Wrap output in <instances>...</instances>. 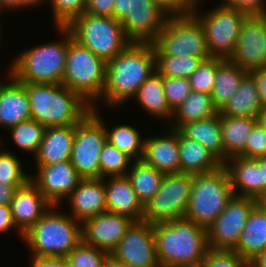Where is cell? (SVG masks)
<instances>
[{"instance_id": "33", "label": "cell", "mask_w": 266, "mask_h": 267, "mask_svg": "<svg viewBox=\"0 0 266 267\" xmlns=\"http://www.w3.org/2000/svg\"><path fill=\"white\" fill-rule=\"evenodd\" d=\"M219 113L210 94L192 91L173 114L168 126L179 129L183 124L211 118ZM177 117V118H176Z\"/></svg>"}, {"instance_id": "12", "label": "cell", "mask_w": 266, "mask_h": 267, "mask_svg": "<svg viewBox=\"0 0 266 267\" xmlns=\"http://www.w3.org/2000/svg\"><path fill=\"white\" fill-rule=\"evenodd\" d=\"M192 184L193 174H164L159 190L144 205L142 220L155 225L184 218Z\"/></svg>"}, {"instance_id": "41", "label": "cell", "mask_w": 266, "mask_h": 267, "mask_svg": "<svg viewBox=\"0 0 266 267\" xmlns=\"http://www.w3.org/2000/svg\"><path fill=\"white\" fill-rule=\"evenodd\" d=\"M56 27H67L85 12L87 0H49Z\"/></svg>"}, {"instance_id": "3", "label": "cell", "mask_w": 266, "mask_h": 267, "mask_svg": "<svg viewBox=\"0 0 266 267\" xmlns=\"http://www.w3.org/2000/svg\"><path fill=\"white\" fill-rule=\"evenodd\" d=\"M27 92L31 118L46 127L78 124L92 106L63 84L21 82Z\"/></svg>"}, {"instance_id": "34", "label": "cell", "mask_w": 266, "mask_h": 267, "mask_svg": "<svg viewBox=\"0 0 266 267\" xmlns=\"http://www.w3.org/2000/svg\"><path fill=\"white\" fill-rule=\"evenodd\" d=\"M126 176L138 199L145 205L159 190L164 174L142 160H133Z\"/></svg>"}, {"instance_id": "56", "label": "cell", "mask_w": 266, "mask_h": 267, "mask_svg": "<svg viewBox=\"0 0 266 267\" xmlns=\"http://www.w3.org/2000/svg\"><path fill=\"white\" fill-rule=\"evenodd\" d=\"M48 1V0H18V9H24L26 8H30V6H34L36 7L37 5H41V3L43 4V2Z\"/></svg>"}, {"instance_id": "9", "label": "cell", "mask_w": 266, "mask_h": 267, "mask_svg": "<svg viewBox=\"0 0 266 267\" xmlns=\"http://www.w3.org/2000/svg\"><path fill=\"white\" fill-rule=\"evenodd\" d=\"M152 44L155 55L212 58L202 25L192 13L168 16L164 28Z\"/></svg>"}, {"instance_id": "6", "label": "cell", "mask_w": 266, "mask_h": 267, "mask_svg": "<svg viewBox=\"0 0 266 267\" xmlns=\"http://www.w3.org/2000/svg\"><path fill=\"white\" fill-rule=\"evenodd\" d=\"M234 196L224 165L208 173L194 174L184 218L207 229Z\"/></svg>"}, {"instance_id": "50", "label": "cell", "mask_w": 266, "mask_h": 267, "mask_svg": "<svg viewBox=\"0 0 266 267\" xmlns=\"http://www.w3.org/2000/svg\"><path fill=\"white\" fill-rule=\"evenodd\" d=\"M12 229H16L17 233L20 234L21 239H23V234L15 226L11 206L0 205V233H7Z\"/></svg>"}, {"instance_id": "54", "label": "cell", "mask_w": 266, "mask_h": 267, "mask_svg": "<svg viewBox=\"0 0 266 267\" xmlns=\"http://www.w3.org/2000/svg\"><path fill=\"white\" fill-rule=\"evenodd\" d=\"M249 267H266V249L248 263Z\"/></svg>"}, {"instance_id": "37", "label": "cell", "mask_w": 266, "mask_h": 267, "mask_svg": "<svg viewBox=\"0 0 266 267\" xmlns=\"http://www.w3.org/2000/svg\"><path fill=\"white\" fill-rule=\"evenodd\" d=\"M45 127L30 118L11 127L9 132L16 146L26 152L36 155L43 138Z\"/></svg>"}, {"instance_id": "47", "label": "cell", "mask_w": 266, "mask_h": 267, "mask_svg": "<svg viewBox=\"0 0 266 267\" xmlns=\"http://www.w3.org/2000/svg\"><path fill=\"white\" fill-rule=\"evenodd\" d=\"M200 0H156V4L169 16L192 13Z\"/></svg>"}, {"instance_id": "4", "label": "cell", "mask_w": 266, "mask_h": 267, "mask_svg": "<svg viewBox=\"0 0 266 267\" xmlns=\"http://www.w3.org/2000/svg\"><path fill=\"white\" fill-rule=\"evenodd\" d=\"M62 38L30 48L19 53L12 61L8 74L18 82L62 84L66 54L69 45V29L56 27Z\"/></svg>"}, {"instance_id": "24", "label": "cell", "mask_w": 266, "mask_h": 267, "mask_svg": "<svg viewBox=\"0 0 266 267\" xmlns=\"http://www.w3.org/2000/svg\"><path fill=\"white\" fill-rule=\"evenodd\" d=\"M9 76L10 80L6 83L0 79V127L7 130L31 118L30 102L24 85Z\"/></svg>"}, {"instance_id": "35", "label": "cell", "mask_w": 266, "mask_h": 267, "mask_svg": "<svg viewBox=\"0 0 266 267\" xmlns=\"http://www.w3.org/2000/svg\"><path fill=\"white\" fill-rule=\"evenodd\" d=\"M107 141L128 155L132 160H141L143 156L144 138L140 131L129 124L114 126L111 130L105 126Z\"/></svg>"}, {"instance_id": "39", "label": "cell", "mask_w": 266, "mask_h": 267, "mask_svg": "<svg viewBox=\"0 0 266 267\" xmlns=\"http://www.w3.org/2000/svg\"><path fill=\"white\" fill-rule=\"evenodd\" d=\"M0 139V148H1ZM18 156H15L12 151L0 149V183L6 186H23L29 180L28 173H24L23 166Z\"/></svg>"}, {"instance_id": "42", "label": "cell", "mask_w": 266, "mask_h": 267, "mask_svg": "<svg viewBox=\"0 0 266 267\" xmlns=\"http://www.w3.org/2000/svg\"><path fill=\"white\" fill-rule=\"evenodd\" d=\"M217 58H210L200 63L197 69L189 76L192 91L211 94L215 83Z\"/></svg>"}, {"instance_id": "29", "label": "cell", "mask_w": 266, "mask_h": 267, "mask_svg": "<svg viewBox=\"0 0 266 267\" xmlns=\"http://www.w3.org/2000/svg\"><path fill=\"white\" fill-rule=\"evenodd\" d=\"M257 84L248 74L231 99L219 110L220 115L257 118L262 109Z\"/></svg>"}, {"instance_id": "7", "label": "cell", "mask_w": 266, "mask_h": 267, "mask_svg": "<svg viewBox=\"0 0 266 267\" xmlns=\"http://www.w3.org/2000/svg\"><path fill=\"white\" fill-rule=\"evenodd\" d=\"M106 64L104 59L77 42L69 30L62 84L78 93L92 107L97 108L96 103L99 102L105 87Z\"/></svg>"}, {"instance_id": "20", "label": "cell", "mask_w": 266, "mask_h": 267, "mask_svg": "<svg viewBox=\"0 0 266 267\" xmlns=\"http://www.w3.org/2000/svg\"><path fill=\"white\" fill-rule=\"evenodd\" d=\"M66 200L70 215L80 223L107 211L103 178L81 179Z\"/></svg>"}, {"instance_id": "14", "label": "cell", "mask_w": 266, "mask_h": 267, "mask_svg": "<svg viewBox=\"0 0 266 267\" xmlns=\"http://www.w3.org/2000/svg\"><path fill=\"white\" fill-rule=\"evenodd\" d=\"M110 256L129 267H161L153 225L143 220L132 222Z\"/></svg>"}, {"instance_id": "55", "label": "cell", "mask_w": 266, "mask_h": 267, "mask_svg": "<svg viewBox=\"0 0 266 267\" xmlns=\"http://www.w3.org/2000/svg\"><path fill=\"white\" fill-rule=\"evenodd\" d=\"M261 169V181L264 184V191L266 189V157H259L255 159Z\"/></svg>"}, {"instance_id": "21", "label": "cell", "mask_w": 266, "mask_h": 267, "mask_svg": "<svg viewBox=\"0 0 266 267\" xmlns=\"http://www.w3.org/2000/svg\"><path fill=\"white\" fill-rule=\"evenodd\" d=\"M167 130L163 136L144 138L141 160L163 174L179 173L178 129L168 126Z\"/></svg>"}, {"instance_id": "1", "label": "cell", "mask_w": 266, "mask_h": 267, "mask_svg": "<svg viewBox=\"0 0 266 267\" xmlns=\"http://www.w3.org/2000/svg\"><path fill=\"white\" fill-rule=\"evenodd\" d=\"M155 71L153 44L132 42L125 50L107 61L105 87L99 100L109 108L121 106L135 97L140 86Z\"/></svg>"}, {"instance_id": "52", "label": "cell", "mask_w": 266, "mask_h": 267, "mask_svg": "<svg viewBox=\"0 0 266 267\" xmlns=\"http://www.w3.org/2000/svg\"><path fill=\"white\" fill-rule=\"evenodd\" d=\"M131 0H115L114 1V18L122 21L130 11Z\"/></svg>"}, {"instance_id": "51", "label": "cell", "mask_w": 266, "mask_h": 267, "mask_svg": "<svg viewBox=\"0 0 266 267\" xmlns=\"http://www.w3.org/2000/svg\"><path fill=\"white\" fill-rule=\"evenodd\" d=\"M257 84L260 95V103L263 108H266V67L254 69L249 72Z\"/></svg>"}, {"instance_id": "28", "label": "cell", "mask_w": 266, "mask_h": 267, "mask_svg": "<svg viewBox=\"0 0 266 267\" xmlns=\"http://www.w3.org/2000/svg\"><path fill=\"white\" fill-rule=\"evenodd\" d=\"M185 137L206 147L222 164L225 163V149L222 143L220 114L183 124L178 129Z\"/></svg>"}, {"instance_id": "36", "label": "cell", "mask_w": 266, "mask_h": 267, "mask_svg": "<svg viewBox=\"0 0 266 267\" xmlns=\"http://www.w3.org/2000/svg\"><path fill=\"white\" fill-rule=\"evenodd\" d=\"M156 71L163 77L189 78L202 61L201 57L188 55H155Z\"/></svg>"}, {"instance_id": "40", "label": "cell", "mask_w": 266, "mask_h": 267, "mask_svg": "<svg viewBox=\"0 0 266 267\" xmlns=\"http://www.w3.org/2000/svg\"><path fill=\"white\" fill-rule=\"evenodd\" d=\"M109 254L81 241L67 256L69 267H104Z\"/></svg>"}, {"instance_id": "26", "label": "cell", "mask_w": 266, "mask_h": 267, "mask_svg": "<svg viewBox=\"0 0 266 267\" xmlns=\"http://www.w3.org/2000/svg\"><path fill=\"white\" fill-rule=\"evenodd\" d=\"M266 249V209L258 204L252 209L233 250L247 263Z\"/></svg>"}, {"instance_id": "57", "label": "cell", "mask_w": 266, "mask_h": 267, "mask_svg": "<svg viewBox=\"0 0 266 267\" xmlns=\"http://www.w3.org/2000/svg\"><path fill=\"white\" fill-rule=\"evenodd\" d=\"M17 10L18 9V0H0V10L6 9L9 10Z\"/></svg>"}, {"instance_id": "25", "label": "cell", "mask_w": 266, "mask_h": 267, "mask_svg": "<svg viewBox=\"0 0 266 267\" xmlns=\"http://www.w3.org/2000/svg\"><path fill=\"white\" fill-rule=\"evenodd\" d=\"M75 125L46 127L35 160L37 165H51L70 160Z\"/></svg>"}, {"instance_id": "16", "label": "cell", "mask_w": 266, "mask_h": 267, "mask_svg": "<svg viewBox=\"0 0 266 267\" xmlns=\"http://www.w3.org/2000/svg\"><path fill=\"white\" fill-rule=\"evenodd\" d=\"M168 16L152 0H131L129 14L121 24L132 42L152 43L164 28Z\"/></svg>"}, {"instance_id": "43", "label": "cell", "mask_w": 266, "mask_h": 267, "mask_svg": "<svg viewBox=\"0 0 266 267\" xmlns=\"http://www.w3.org/2000/svg\"><path fill=\"white\" fill-rule=\"evenodd\" d=\"M164 94L174 111L192 92L189 78L163 77Z\"/></svg>"}, {"instance_id": "45", "label": "cell", "mask_w": 266, "mask_h": 267, "mask_svg": "<svg viewBox=\"0 0 266 267\" xmlns=\"http://www.w3.org/2000/svg\"><path fill=\"white\" fill-rule=\"evenodd\" d=\"M239 156L249 159L266 157V130L258 122L247 138L245 150Z\"/></svg>"}, {"instance_id": "2", "label": "cell", "mask_w": 266, "mask_h": 267, "mask_svg": "<svg viewBox=\"0 0 266 267\" xmlns=\"http://www.w3.org/2000/svg\"><path fill=\"white\" fill-rule=\"evenodd\" d=\"M161 267H198L210 250L207 229L185 218L153 225Z\"/></svg>"}, {"instance_id": "58", "label": "cell", "mask_w": 266, "mask_h": 267, "mask_svg": "<svg viewBox=\"0 0 266 267\" xmlns=\"http://www.w3.org/2000/svg\"><path fill=\"white\" fill-rule=\"evenodd\" d=\"M104 267H129V266L117 261L116 259H114L109 255L108 258L106 259Z\"/></svg>"}, {"instance_id": "17", "label": "cell", "mask_w": 266, "mask_h": 267, "mask_svg": "<svg viewBox=\"0 0 266 267\" xmlns=\"http://www.w3.org/2000/svg\"><path fill=\"white\" fill-rule=\"evenodd\" d=\"M37 174L30 180L43 196L54 206H59L72 194L82 179L70 160L51 164L36 165Z\"/></svg>"}, {"instance_id": "30", "label": "cell", "mask_w": 266, "mask_h": 267, "mask_svg": "<svg viewBox=\"0 0 266 267\" xmlns=\"http://www.w3.org/2000/svg\"><path fill=\"white\" fill-rule=\"evenodd\" d=\"M249 73L229 59L217 58L215 83L211 92L214 106L220 110L237 92L241 81Z\"/></svg>"}, {"instance_id": "23", "label": "cell", "mask_w": 266, "mask_h": 267, "mask_svg": "<svg viewBox=\"0 0 266 267\" xmlns=\"http://www.w3.org/2000/svg\"><path fill=\"white\" fill-rule=\"evenodd\" d=\"M223 165L229 173L234 195L258 200L264 193L261 169L255 159L234 156Z\"/></svg>"}, {"instance_id": "5", "label": "cell", "mask_w": 266, "mask_h": 267, "mask_svg": "<svg viewBox=\"0 0 266 267\" xmlns=\"http://www.w3.org/2000/svg\"><path fill=\"white\" fill-rule=\"evenodd\" d=\"M57 208L59 210V206L52 205L23 234L32 256L66 257L82 241V223L70 214L58 212Z\"/></svg>"}, {"instance_id": "11", "label": "cell", "mask_w": 266, "mask_h": 267, "mask_svg": "<svg viewBox=\"0 0 266 267\" xmlns=\"http://www.w3.org/2000/svg\"><path fill=\"white\" fill-rule=\"evenodd\" d=\"M98 107L75 124V136L71 153V164L82 179L100 178V152L107 142L105 122Z\"/></svg>"}, {"instance_id": "32", "label": "cell", "mask_w": 266, "mask_h": 267, "mask_svg": "<svg viewBox=\"0 0 266 267\" xmlns=\"http://www.w3.org/2000/svg\"><path fill=\"white\" fill-rule=\"evenodd\" d=\"M146 113L156 118L172 121L174 111L168 105L164 94L163 76L155 71L138 89L134 99Z\"/></svg>"}, {"instance_id": "8", "label": "cell", "mask_w": 266, "mask_h": 267, "mask_svg": "<svg viewBox=\"0 0 266 267\" xmlns=\"http://www.w3.org/2000/svg\"><path fill=\"white\" fill-rule=\"evenodd\" d=\"M67 28L77 42L106 62L132 43L123 29L121 21L114 17L94 16L84 12Z\"/></svg>"}, {"instance_id": "10", "label": "cell", "mask_w": 266, "mask_h": 267, "mask_svg": "<svg viewBox=\"0 0 266 267\" xmlns=\"http://www.w3.org/2000/svg\"><path fill=\"white\" fill-rule=\"evenodd\" d=\"M199 4L198 1L192 14L202 25L211 57L229 59L235 50L243 23L250 15L220 3L211 11L199 13Z\"/></svg>"}, {"instance_id": "61", "label": "cell", "mask_w": 266, "mask_h": 267, "mask_svg": "<svg viewBox=\"0 0 266 267\" xmlns=\"http://www.w3.org/2000/svg\"><path fill=\"white\" fill-rule=\"evenodd\" d=\"M265 49H266V39H265ZM265 67H266V55H265Z\"/></svg>"}, {"instance_id": "59", "label": "cell", "mask_w": 266, "mask_h": 267, "mask_svg": "<svg viewBox=\"0 0 266 267\" xmlns=\"http://www.w3.org/2000/svg\"><path fill=\"white\" fill-rule=\"evenodd\" d=\"M257 122L266 130V108H262L258 114Z\"/></svg>"}, {"instance_id": "46", "label": "cell", "mask_w": 266, "mask_h": 267, "mask_svg": "<svg viewBox=\"0 0 266 267\" xmlns=\"http://www.w3.org/2000/svg\"><path fill=\"white\" fill-rule=\"evenodd\" d=\"M220 4L243 11L248 15H266L265 0H222Z\"/></svg>"}, {"instance_id": "19", "label": "cell", "mask_w": 266, "mask_h": 267, "mask_svg": "<svg viewBox=\"0 0 266 267\" xmlns=\"http://www.w3.org/2000/svg\"><path fill=\"white\" fill-rule=\"evenodd\" d=\"M10 206L15 226L24 234L49 210L52 204L29 180L16 190Z\"/></svg>"}, {"instance_id": "13", "label": "cell", "mask_w": 266, "mask_h": 267, "mask_svg": "<svg viewBox=\"0 0 266 267\" xmlns=\"http://www.w3.org/2000/svg\"><path fill=\"white\" fill-rule=\"evenodd\" d=\"M256 205V199L234 195L225 210L207 228L209 248L233 251L239 242L249 214Z\"/></svg>"}, {"instance_id": "27", "label": "cell", "mask_w": 266, "mask_h": 267, "mask_svg": "<svg viewBox=\"0 0 266 267\" xmlns=\"http://www.w3.org/2000/svg\"><path fill=\"white\" fill-rule=\"evenodd\" d=\"M180 172L189 174L208 173L223 164L201 143L185 137L178 130Z\"/></svg>"}, {"instance_id": "15", "label": "cell", "mask_w": 266, "mask_h": 267, "mask_svg": "<svg viewBox=\"0 0 266 267\" xmlns=\"http://www.w3.org/2000/svg\"><path fill=\"white\" fill-rule=\"evenodd\" d=\"M265 39L266 15H250L243 23L229 60L248 73L265 67Z\"/></svg>"}, {"instance_id": "44", "label": "cell", "mask_w": 266, "mask_h": 267, "mask_svg": "<svg viewBox=\"0 0 266 267\" xmlns=\"http://www.w3.org/2000/svg\"><path fill=\"white\" fill-rule=\"evenodd\" d=\"M248 263L236 252L209 250L198 267H247Z\"/></svg>"}, {"instance_id": "48", "label": "cell", "mask_w": 266, "mask_h": 267, "mask_svg": "<svg viewBox=\"0 0 266 267\" xmlns=\"http://www.w3.org/2000/svg\"><path fill=\"white\" fill-rule=\"evenodd\" d=\"M115 0H87L85 13L94 16L114 17Z\"/></svg>"}, {"instance_id": "22", "label": "cell", "mask_w": 266, "mask_h": 267, "mask_svg": "<svg viewBox=\"0 0 266 267\" xmlns=\"http://www.w3.org/2000/svg\"><path fill=\"white\" fill-rule=\"evenodd\" d=\"M103 180L107 211L128 217L133 222L141 221L144 216V205L138 199L129 178L126 175L110 176Z\"/></svg>"}, {"instance_id": "18", "label": "cell", "mask_w": 266, "mask_h": 267, "mask_svg": "<svg viewBox=\"0 0 266 267\" xmlns=\"http://www.w3.org/2000/svg\"><path fill=\"white\" fill-rule=\"evenodd\" d=\"M132 222L128 217L105 211L82 223V241L110 255Z\"/></svg>"}, {"instance_id": "60", "label": "cell", "mask_w": 266, "mask_h": 267, "mask_svg": "<svg viewBox=\"0 0 266 267\" xmlns=\"http://www.w3.org/2000/svg\"><path fill=\"white\" fill-rule=\"evenodd\" d=\"M257 204L261 208L266 209V189H265L264 193L258 198Z\"/></svg>"}, {"instance_id": "49", "label": "cell", "mask_w": 266, "mask_h": 267, "mask_svg": "<svg viewBox=\"0 0 266 267\" xmlns=\"http://www.w3.org/2000/svg\"><path fill=\"white\" fill-rule=\"evenodd\" d=\"M31 267H69L66 257L33 256Z\"/></svg>"}, {"instance_id": "31", "label": "cell", "mask_w": 266, "mask_h": 267, "mask_svg": "<svg viewBox=\"0 0 266 267\" xmlns=\"http://www.w3.org/2000/svg\"><path fill=\"white\" fill-rule=\"evenodd\" d=\"M256 123L257 118L220 115L225 162L230 157L239 156L245 150L247 138Z\"/></svg>"}, {"instance_id": "53", "label": "cell", "mask_w": 266, "mask_h": 267, "mask_svg": "<svg viewBox=\"0 0 266 267\" xmlns=\"http://www.w3.org/2000/svg\"><path fill=\"white\" fill-rule=\"evenodd\" d=\"M19 187L21 186H6L0 183V205H10Z\"/></svg>"}, {"instance_id": "38", "label": "cell", "mask_w": 266, "mask_h": 267, "mask_svg": "<svg viewBox=\"0 0 266 267\" xmlns=\"http://www.w3.org/2000/svg\"><path fill=\"white\" fill-rule=\"evenodd\" d=\"M133 160L108 141L100 152V178L125 176Z\"/></svg>"}]
</instances>
